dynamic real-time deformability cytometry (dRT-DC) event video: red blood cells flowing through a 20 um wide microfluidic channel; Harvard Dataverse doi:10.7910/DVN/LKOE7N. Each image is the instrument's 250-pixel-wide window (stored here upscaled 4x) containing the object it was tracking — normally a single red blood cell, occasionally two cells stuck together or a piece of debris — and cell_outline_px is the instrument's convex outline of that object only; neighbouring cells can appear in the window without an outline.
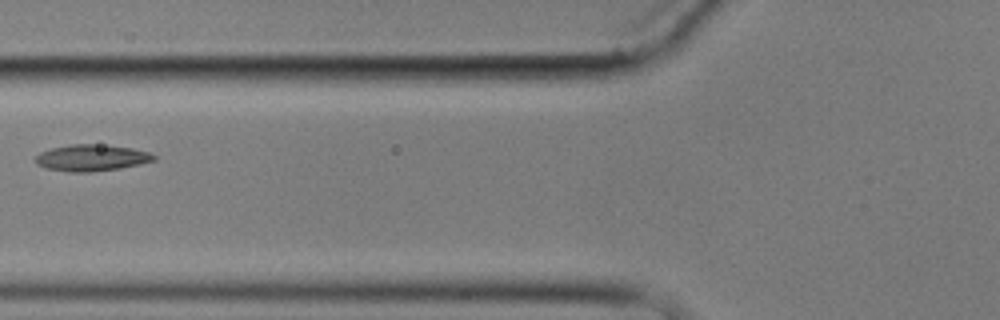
{"species": "common noctule bat (a hibernating species)", "species_latin": "Nyctalus noctula", "temperature_condition": "cold", "stored_images_in_passage": 6, "camera_frame_rate_fps": 3000, "um_per_image_px": 0.085, "animal": {"sex": "male", "body_mass_g": 17.9}, "frame": {"image": 1, "passage_image": 6, "time_ms": 6.667, "image_size_px": [1000, 320], "cell_outline_px": [[156, 160], [140, 164], [120, 168], [88, 172], [68, 172], [48, 168], [36, 164], [36, 156], [40, 152], [52, 148], [72, 144], [92, 144], [132, 148], [148, 152], [156, 156]], "centroid_in_image_um": [7.78, 13.42], "position_along_channel_um": 118.0, "area_um2": 18.03}}